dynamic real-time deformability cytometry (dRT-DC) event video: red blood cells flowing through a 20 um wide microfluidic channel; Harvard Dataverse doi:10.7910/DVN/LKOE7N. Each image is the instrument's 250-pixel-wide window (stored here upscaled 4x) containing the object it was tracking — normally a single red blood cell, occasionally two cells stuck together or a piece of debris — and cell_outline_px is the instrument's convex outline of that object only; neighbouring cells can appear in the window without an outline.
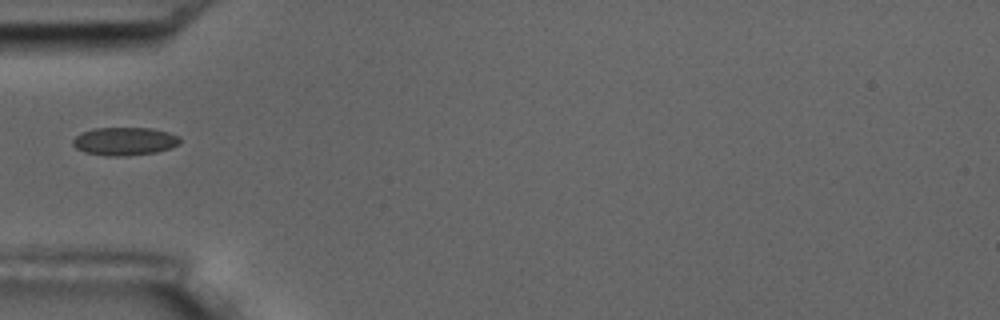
{"species": "common noctule bat (a hibernating species)", "species_latin": "Nyctalus noctula", "temperature_condition": "room temperature", "stored_images_in_passage": 7, "camera_frame_rate_fps": 3000, "um_per_image_px": 0.085, "animal": {"sex": "male", "body_mass_g": 17.5, "forearm_length_mm": 52.3}, "frame": {"image": 1, "passage_image": 2, "time_ms": 1.333, "image_size_px": [1000, 320], "cell_outline_px": [[180, 140], [172, 148], [156, 152], [128, 156], [108, 156], [84, 152], [76, 148], [72, 144], [72, 140], [80, 132], [92, 128], [152, 128], [168, 132], [180, 136]], "centroid_in_image_um": [10.56, 12.0], "position_along_channel_um": 74.4, "area_um2": 17.69}}
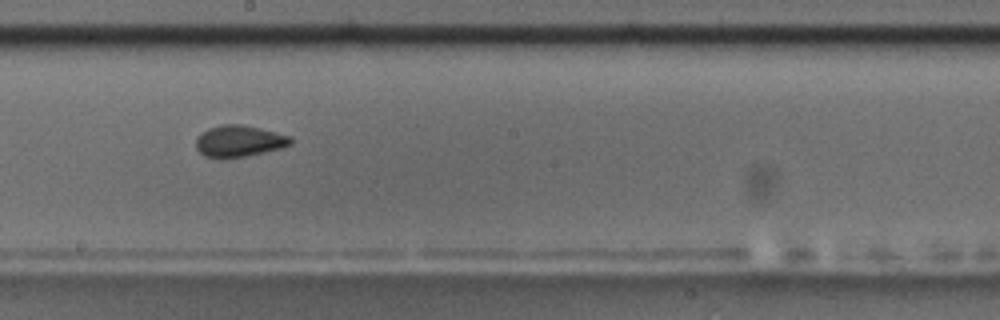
{"frame": {"image": 2, "passage_image": 6, "time_ms": 5.667, "image_size_px": [1000, 320], "cell_outline_px": [[292, 144], [280, 148], [264, 152], [244, 156], [204, 156], [196, 148], [196, 136], [200, 132], [208, 128], [220, 124], [240, 124], [260, 128], [292, 136]], "centroid_in_image_um": [20.32, 11.95], "position_along_channel_um": 227.9, "area_um2": 17.17}}
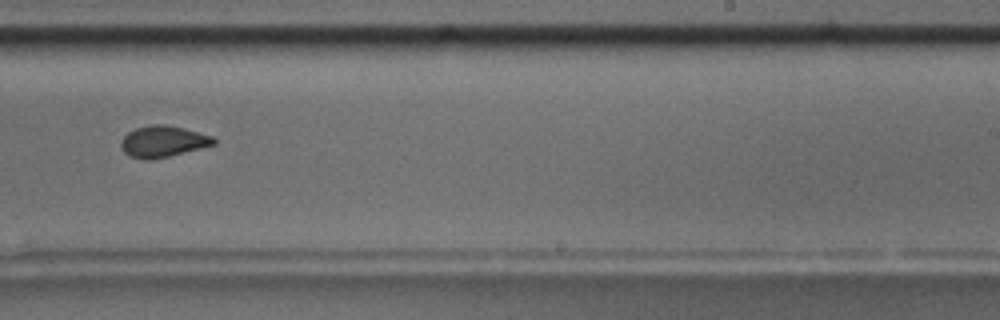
{"frame": {"image": 3, "passage_image": 7, "time_ms": 7.0, "image_size_px": [1000, 320], "cell_outline_px": [[216, 144], [152, 160], [144, 160], [132, 156], [124, 152], [120, 148], [120, 140], [128, 132], [136, 128], [152, 124], [168, 124], [184, 128], [212, 136], [216, 140]], "centroid_in_image_um": [13.83, 12.01], "position_along_channel_um": 275.2, "area_um2": 16.94}}